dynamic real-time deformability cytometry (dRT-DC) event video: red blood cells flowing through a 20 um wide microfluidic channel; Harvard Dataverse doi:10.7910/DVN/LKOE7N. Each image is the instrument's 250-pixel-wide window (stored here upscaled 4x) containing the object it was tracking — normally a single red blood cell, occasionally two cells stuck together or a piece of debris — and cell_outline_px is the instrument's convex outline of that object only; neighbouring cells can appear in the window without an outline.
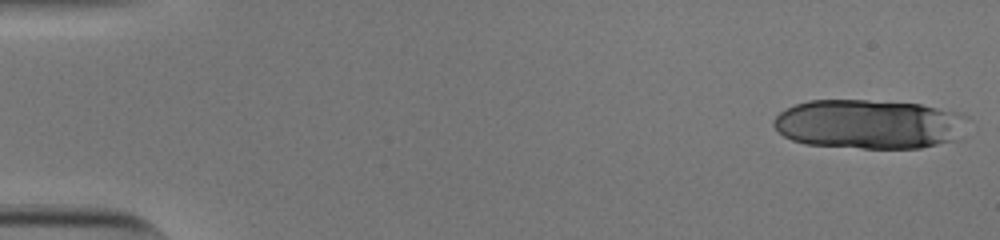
{"species": "human", "species_latin": "Homo sapiens", "temperature_condition": "cold", "stored_images_in_passage": 17, "camera_frame_rate_fps": 3000, "um_per_image_px": 0.085, "donor": {"sex": "male"}, "frame": {"image": 1, "passage_image": 1, "time_ms": 0.0, "image_size_px": [1000, 240], "cell_outline_px": [[972, 120], [960, 140], [920, 148], [860, 148], [804, 144], [792, 140], [784, 136], [772, 124], [772, 120], [780, 112], [796, 104], [808, 100], [868, 100], [920, 104], [960, 112], [968, 116]], "centroid_in_image_um": [73.98, 10.56], "position_along_channel_um": 11.0, "area_um2": 56.76}}